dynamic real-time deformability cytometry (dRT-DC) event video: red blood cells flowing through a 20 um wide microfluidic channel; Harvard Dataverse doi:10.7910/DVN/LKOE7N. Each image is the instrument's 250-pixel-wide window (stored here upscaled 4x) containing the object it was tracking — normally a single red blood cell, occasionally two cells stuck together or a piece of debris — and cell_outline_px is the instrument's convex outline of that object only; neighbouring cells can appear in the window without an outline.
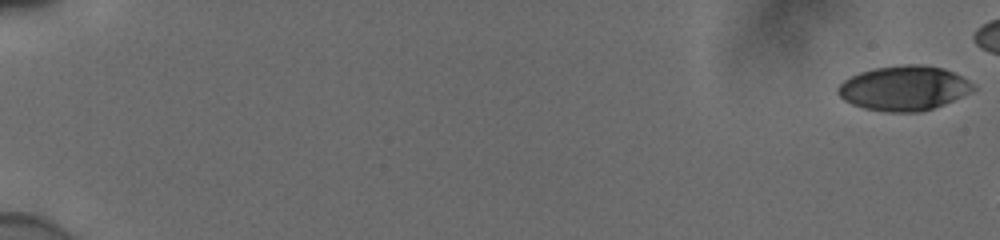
{"species": "human", "species_latin": "Homo sapiens", "temperature_condition": "cold", "stored_images_in_passage": 10, "camera_frame_rate_fps": 3000, "um_per_image_px": 0.085, "donor": {"sex": "male"}, "frame": {"image": 1, "passage_image": 1, "time_ms": 0.0, "image_size_px": [1000, 240], "cell_outline_px": [[976, 88], [944, 104], [920, 112], [888, 112], [864, 108], [852, 104], [844, 100], [836, 92], [836, 88], [844, 80], [860, 72], [872, 68], [904, 64], [924, 64], [944, 68], [976, 84]], "centroid_in_image_um": [76.81, 7.48], "position_along_channel_um": 8.2, "area_um2": 35.2}}